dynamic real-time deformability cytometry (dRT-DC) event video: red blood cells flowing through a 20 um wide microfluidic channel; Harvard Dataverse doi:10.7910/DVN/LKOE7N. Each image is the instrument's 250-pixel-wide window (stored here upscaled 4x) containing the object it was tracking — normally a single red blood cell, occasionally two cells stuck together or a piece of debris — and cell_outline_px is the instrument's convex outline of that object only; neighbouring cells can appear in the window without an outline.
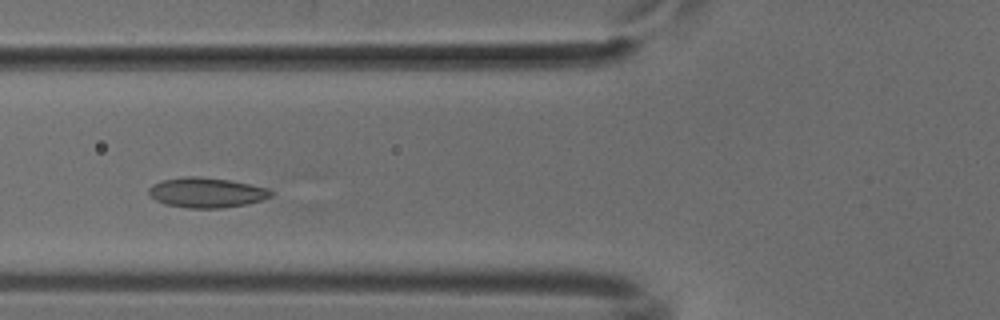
{"species": "common noctule bat (a hibernating species)", "species_latin": "Nyctalus noctula", "temperature_condition": "cold", "stored_images_in_passage": 30, "camera_frame_rate_fps": 3000, "um_per_image_px": 0.085, "animal": {"sex": "male", "body_mass_g": 18.8}, "frame": {"image": 1, "passage_image": 14, "time_ms": 4.333, "image_size_px": [1000, 320], "cell_outline_px": [[272, 196], [248, 204], [220, 208], [188, 208], [164, 204], [148, 196], [148, 188], [152, 184], [160, 180], [184, 176], [200, 176], [228, 180], [268, 188], [272, 192]], "centroid_in_image_um": [17.49, 16.36], "position_along_channel_um": 108.3, "area_um2": 21.5}}
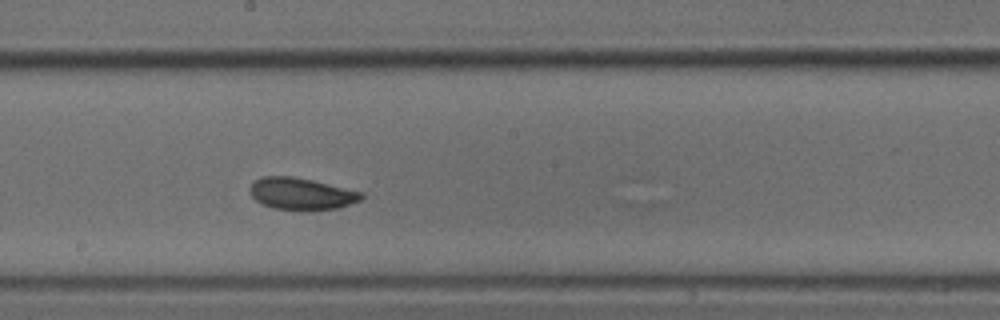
{"frame": {"image": 2, "passage_image": 23, "time_ms": 7.333, "image_size_px": [1000, 320], "cell_outline_px": [[364, 196], [360, 200], [340, 208], [300, 212], [272, 208], [256, 200], [252, 196], [248, 188], [256, 180], [264, 176], [292, 176], [312, 180], [364, 192]], "centroid_in_image_um": [25.64, 16.5], "position_along_channel_um": 222.6, "area_um2": 21.1}}
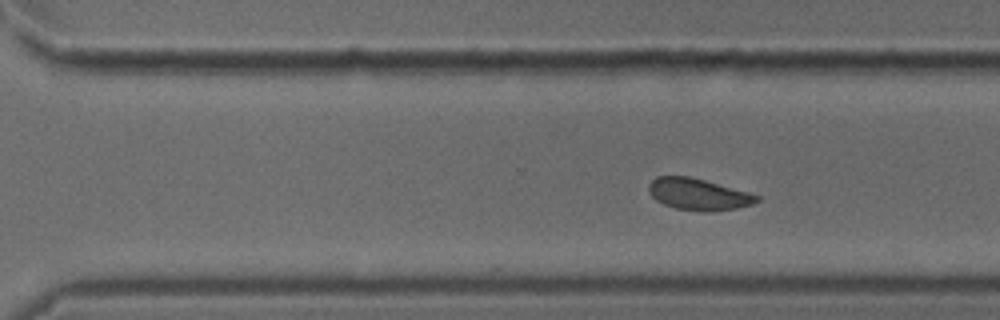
{"frame": {"image": 3, "passage_image": 30, "time_ms": 9.667, "image_size_px": [1000, 320], "cell_outline_px": [[760, 200], [752, 204], [736, 208], [708, 212], [700, 212], [676, 208], [664, 204], [656, 200], [648, 192], [648, 184], [656, 176], [688, 176], [704, 180], [748, 192], [760, 196]], "centroid_in_image_um": [59.34, 16.52], "position_along_channel_um": 311.3, "area_um2": 19.88}}